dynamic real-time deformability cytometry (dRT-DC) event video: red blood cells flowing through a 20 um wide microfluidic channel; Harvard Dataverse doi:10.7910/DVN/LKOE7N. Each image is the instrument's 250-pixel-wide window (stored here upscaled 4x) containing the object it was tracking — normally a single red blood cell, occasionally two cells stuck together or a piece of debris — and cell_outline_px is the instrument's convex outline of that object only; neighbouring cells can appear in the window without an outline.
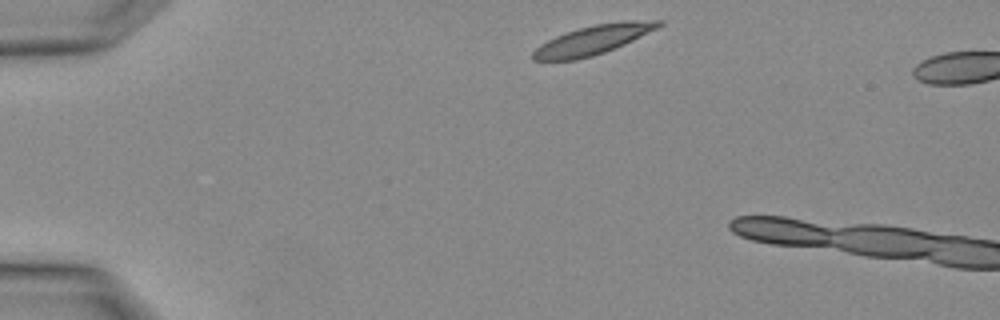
{"species": "Egyptian fruit bat (a non-hibernating species)", "species_latin": "Rousettus aegyptiacus", "temperature_condition": "warm", "stored_images_in_passage": 2, "camera_frame_rate_fps": 3000, "um_per_image_px": 0.085, "animal": {"sex": "female"}, "frame": {"image": 1, "passage_image": 1, "time_ms": 0.0, "image_size_px": [1000, 320], "cell_outline_px": [[664, 24], [624, 44], [604, 52], [592, 56], [576, 60], [532, 60], [532, 52], [540, 44], [556, 36], [580, 28], [596, 24], [624, 20], [664, 20]], "centroid_in_image_um": [50.41, 3.38], "position_along_channel_um": 34.6, "area_um2": 21.04}}